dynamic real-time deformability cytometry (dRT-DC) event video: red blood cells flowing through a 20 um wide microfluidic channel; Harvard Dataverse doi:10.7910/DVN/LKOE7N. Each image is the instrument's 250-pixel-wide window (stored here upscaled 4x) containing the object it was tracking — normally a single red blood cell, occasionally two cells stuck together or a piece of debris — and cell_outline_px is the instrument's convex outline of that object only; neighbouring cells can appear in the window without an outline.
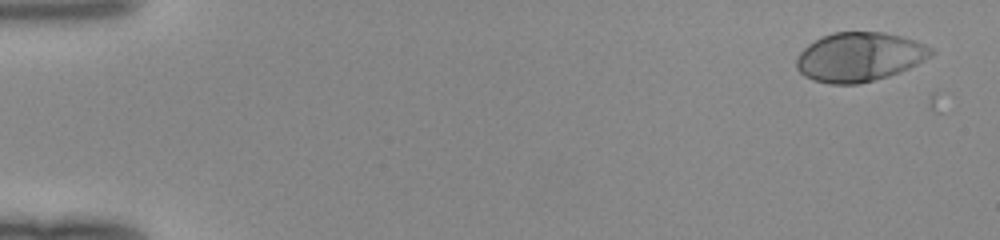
{"species": "human", "species_latin": "Homo sapiens", "temperature_condition": "room temperature", "stored_images_in_passage": 33, "camera_frame_rate_fps": 3000, "um_per_image_px": 0.085, "donor": {"sex": "female"}, "frame": {"image": 1, "passage_image": 1, "time_ms": 0.0, "image_size_px": [1000, 240], "cell_outline_px": [[936, 52], [932, 56], [900, 72], [888, 76], [860, 84], [828, 84], [812, 80], [804, 76], [796, 68], [796, 60], [800, 52], [808, 44], [832, 32], [884, 32], [900, 36], [924, 44], [932, 48]], "centroid_in_image_um": [73.04, 4.85], "position_along_channel_um": 12.0, "area_um2": 38.55}}
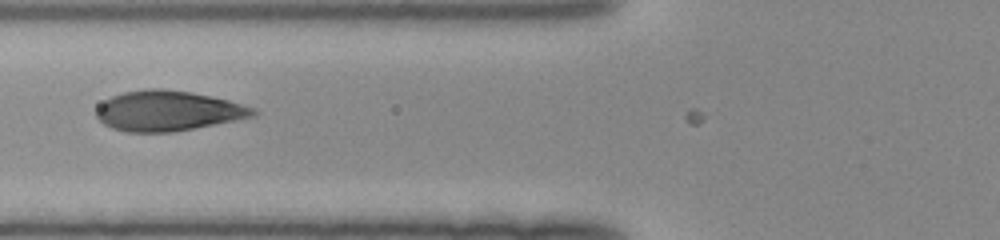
{"frame": {"image": 2, "passage_image": 19, "time_ms": 6.0, "image_size_px": [1000, 240], "cell_outline_px": [[260, 112], [256, 116], [196, 128], [172, 132], [124, 132], [112, 128], [104, 124], [96, 116], [96, 108], [104, 100], [112, 96], [124, 92], [148, 88], [160, 88], [192, 92], [228, 100], [256, 108]], "centroid_in_image_um": [14.29, 9.42], "position_along_channel_um": 111.5, "area_um2": 36.93}}
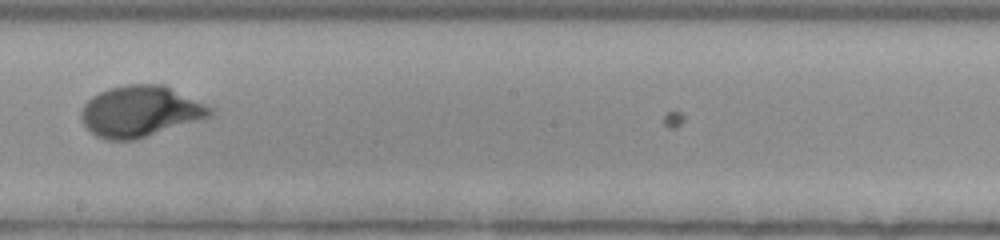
{"frame": {"image": 3, "passage_image": 28, "time_ms": 9.0, "image_size_px": [1000, 240], "cell_outline_px": [[216, 112], [212, 116], [136, 140], [108, 140], [96, 136], [84, 124], [80, 116], [80, 112], [84, 104], [92, 96], [108, 88], [128, 84], [164, 84], [216, 108]], "centroid_in_image_um": [11.97, 9.46], "position_along_channel_um": 236.2, "area_um2": 38.73}}